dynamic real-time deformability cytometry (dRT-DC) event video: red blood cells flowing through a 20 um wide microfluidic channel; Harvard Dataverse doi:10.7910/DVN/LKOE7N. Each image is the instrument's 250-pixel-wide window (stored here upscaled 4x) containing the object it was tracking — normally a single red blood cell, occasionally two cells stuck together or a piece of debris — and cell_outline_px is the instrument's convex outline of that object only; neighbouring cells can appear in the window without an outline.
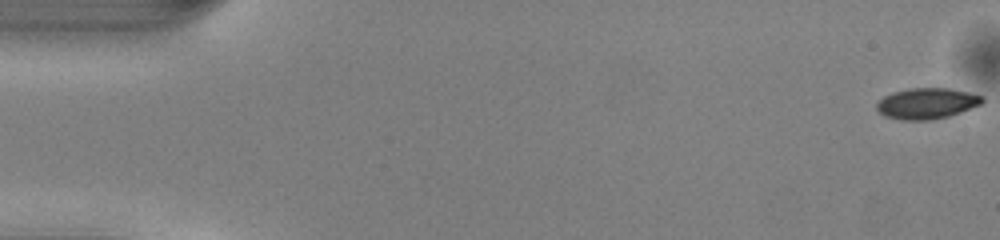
{"species": "common noctule bat (a hibernating species)", "species_latin": "Nyctalus noctula", "temperature_condition": "warm", "stored_images_in_passage": 51, "camera_frame_rate_fps": 3000, "um_per_image_px": 0.085, "animal": {"sex": "male", "body_mass_g": 13.0, "forearm_length_mm": 53.1}, "frame": {"image": 1, "passage_image": 1, "time_ms": 0.0, "image_size_px": [1000, 240], "cell_outline_px": [[984, 100], [980, 104], [960, 112], [948, 116], [928, 120], [900, 120], [884, 116], [876, 108], [876, 104], [884, 96], [892, 92], [912, 88], [948, 88], [968, 92], [984, 96]], "centroid_in_image_um": [78.76, 8.79], "position_along_channel_um": 6.2, "area_um2": 18.9}}
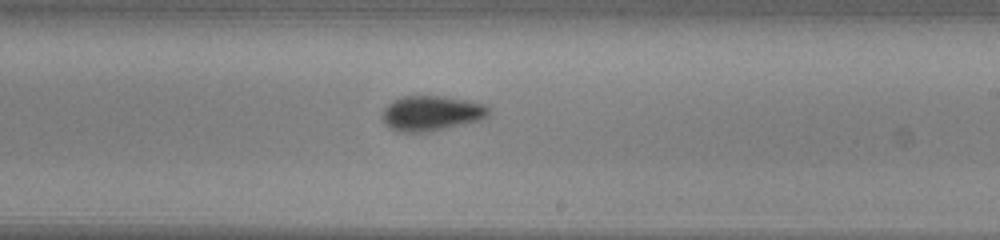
{"frame": {"image": 2, "passage_image": 30, "time_ms": 9.667, "image_size_px": [1000, 240], "cell_outline_px": [[492, 108], [488, 116], [480, 120], [464, 124], [428, 132], [400, 132], [388, 128], [380, 116], [384, 108], [392, 100], [400, 96], [444, 96], [484, 104]], "centroid_in_image_um": [36.64, 9.63], "position_along_channel_um": 252.4, "area_um2": 22.02}}
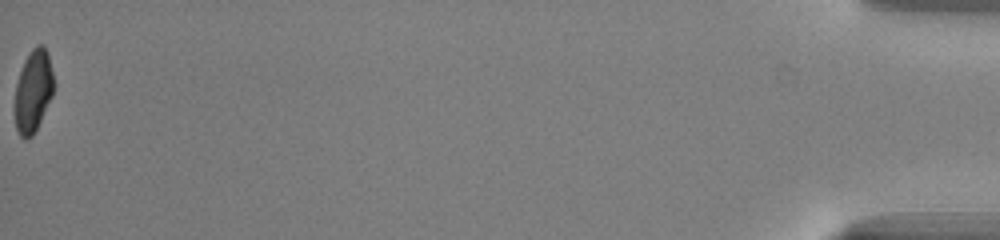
{"frame": {"image": 3, "passage_image": 51, "time_ms": 16.667, "image_size_px": [1000, 240], "cell_outline_px": [[52, 96], [32, 136], [28, 140], [24, 140], [20, 136], [16, 128], [16, 84], [24, 60], [28, 52], [36, 44], [44, 44], [48, 52], [52, 72]], "centroid_in_image_um": [2.82, 7.69], "position_along_channel_um": 432.4, "area_um2": 18.32}, "authors_computed_cell_mechanics": {"area_um2": 20.4034, "velocity_mm_per_s": 4.1048, "shape_relaxation_time_tau1_ms": 2.629, "shape_relaxation_time_tau2_ms": 3.5687, "deformation_change_tau1": 0.1246, "deformation_change_tau2": 0.0728}}